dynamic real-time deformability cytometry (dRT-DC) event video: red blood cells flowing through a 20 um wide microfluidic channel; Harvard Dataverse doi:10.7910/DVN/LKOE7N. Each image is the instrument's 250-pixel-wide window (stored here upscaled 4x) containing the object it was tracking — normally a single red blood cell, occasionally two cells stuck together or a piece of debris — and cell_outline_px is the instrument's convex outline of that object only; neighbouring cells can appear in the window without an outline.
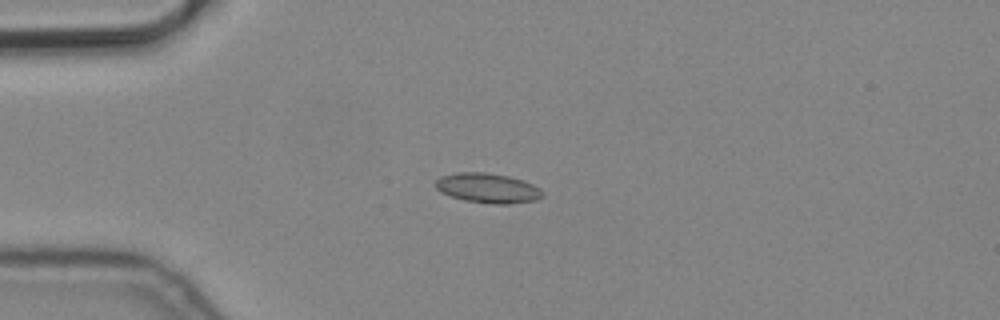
{"species": "common noctule bat (a hibernating species)", "species_latin": "Nyctalus noctula", "temperature_condition": "cold", "stored_images_in_passage": 3, "camera_frame_rate_fps": 3000, "um_per_image_px": 0.085, "animal": {"sex": "male", "body_mass_g": 19.2, "forearm_length_mm": 51.8}, "frame": {"image": 1, "passage_image": 3, "time_ms": 0.667, "image_size_px": [1000, 320], "cell_outline_px": [[544, 196], [536, 200], [508, 204], [496, 204], [464, 200], [440, 192], [436, 188], [436, 180], [440, 176], [456, 172], [488, 172], [508, 176], [532, 184], [540, 188], [544, 192]], "centroid_in_image_um": [41.46, 15.98], "position_along_channel_um": 43.5, "area_um2": 18.55}}